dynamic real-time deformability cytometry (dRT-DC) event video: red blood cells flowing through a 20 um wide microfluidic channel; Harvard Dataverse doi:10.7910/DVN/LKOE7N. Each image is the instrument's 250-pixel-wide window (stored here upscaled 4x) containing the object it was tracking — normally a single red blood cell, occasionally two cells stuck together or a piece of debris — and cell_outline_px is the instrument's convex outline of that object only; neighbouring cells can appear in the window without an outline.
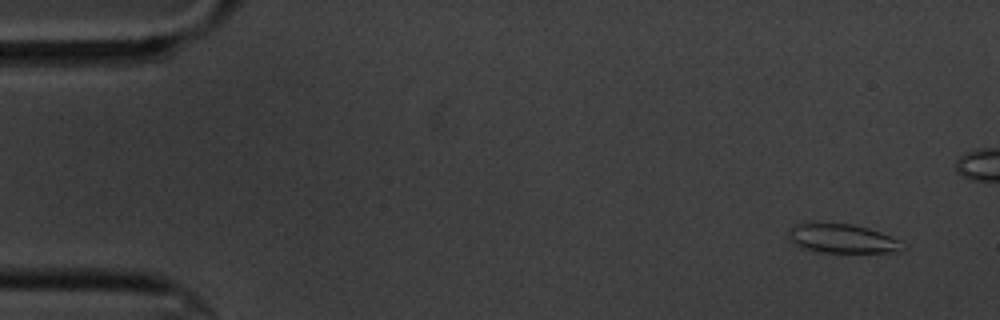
{"species": "common noctule bat (a hibernating species)", "species_latin": "Nyctalus noctula", "temperature_condition": "cold", "stored_images_in_passage": 7, "segment_of_instrument_passage": [1, 2], "camera_frame_rate_fps": 3000, "um_per_image_px": 0.085, "animal": {"sex": "male", "body_mass_g": 20.1, "forearm_length_mm": 53.5}, "frame": {"image": 1, "passage_image": 1, "time_ms": 0.0, "image_size_px": [1000, 320], "cell_outline_px": [[904, 248], [896, 252], [820, 252], [800, 248], [792, 244], [788, 240], [788, 232], [796, 224], [804, 220], [812, 220], [852, 224], [868, 228], [880, 232], [900, 240]], "centroid_in_image_um": [71.47, 20.23], "position_along_channel_um": 13.5, "area_um2": 20.06}}
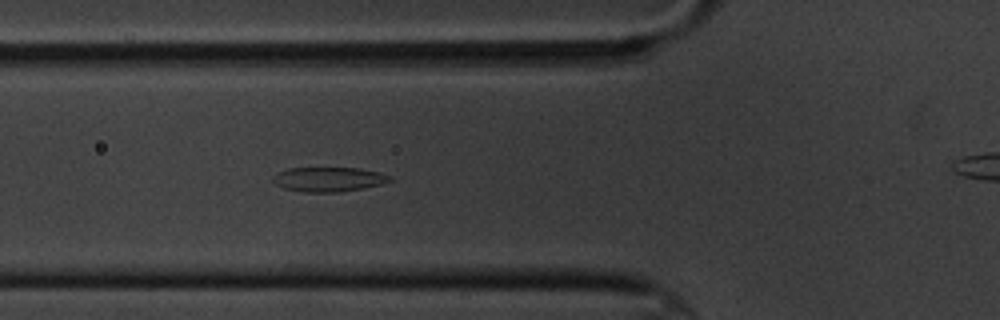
{"frame": {"image": 2, "passage_image": 6, "time_ms": 5.667, "image_size_px": [1000, 320], "cell_outline_px": [[392, 180], [380, 184], [340, 192], [304, 192], [284, 188], [276, 184], [272, 180], [272, 176], [276, 172], [288, 168], [360, 168], [380, 172], [392, 176]], "centroid_in_image_um": [27.91, 15.23], "position_along_channel_um": 97.9, "area_um2": 16.7}}